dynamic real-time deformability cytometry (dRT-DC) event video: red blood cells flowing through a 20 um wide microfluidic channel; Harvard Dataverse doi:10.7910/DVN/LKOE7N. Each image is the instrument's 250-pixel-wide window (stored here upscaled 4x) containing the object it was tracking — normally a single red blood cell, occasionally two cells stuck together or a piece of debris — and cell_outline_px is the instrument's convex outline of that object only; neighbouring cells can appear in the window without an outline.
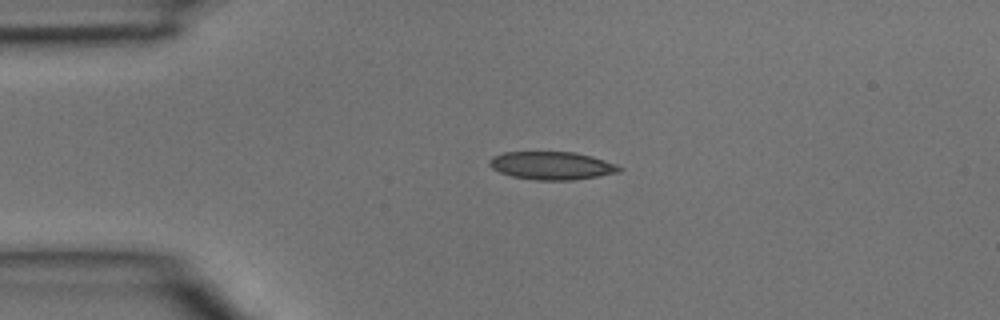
{"species": "common noctule bat (a hibernating species)", "species_latin": "Nyctalus noctula", "temperature_condition": "room temperature", "stored_images_in_passage": 2, "camera_frame_rate_fps": 3000, "um_per_image_px": 0.085, "animal": {"sex": "male", "body_mass_g": 15.6}, "frame": {"image": 1, "passage_image": 1, "time_ms": 0.0, "image_size_px": [1000, 320], "cell_outline_px": [[624, 168], [620, 172], [572, 180], [536, 180], [512, 176], [500, 172], [492, 168], [488, 164], [488, 160], [492, 156], [504, 152], [572, 152], [592, 156], [616, 164]], "centroid_in_image_um": [46.89, 14.07], "position_along_channel_um": 38.1, "area_um2": 21.15}}
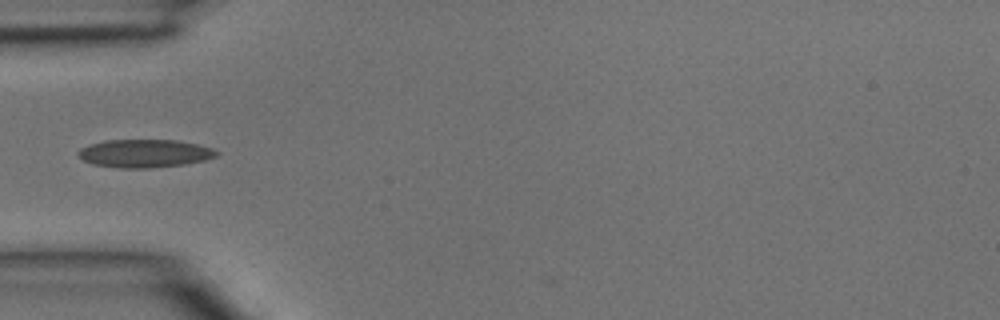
{"frame": {"image": 2, "passage_image": 2, "time_ms": 0.333, "image_size_px": [1000, 320], "cell_outline_px": [[220, 152], [216, 156], [204, 160], [184, 164], [148, 168], [120, 168], [92, 164], [76, 156], [80, 148], [104, 140], [176, 140], [196, 144], [212, 148]], "centroid_in_image_um": [12.27, 13.04], "position_along_channel_um": 72.7, "area_um2": 22.54}}